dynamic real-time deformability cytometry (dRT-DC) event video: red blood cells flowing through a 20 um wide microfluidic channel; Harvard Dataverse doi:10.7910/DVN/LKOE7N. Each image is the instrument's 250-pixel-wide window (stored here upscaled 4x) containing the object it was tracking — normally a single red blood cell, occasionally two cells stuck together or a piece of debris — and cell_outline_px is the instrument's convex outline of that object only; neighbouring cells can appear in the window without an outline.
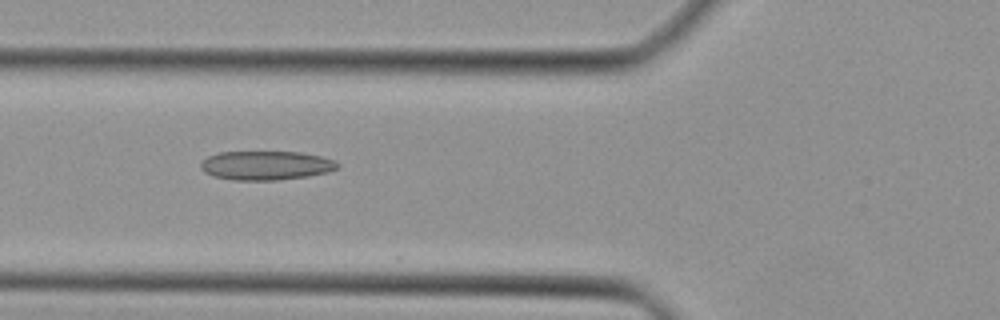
{"species": "Egyptian fruit bat (a non-hibernating species)", "species_latin": "Rousettus aegyptiacus", "temperature_condition": "cold", "stored_images_in_passage": 36, "camera_frame_rate_fps": 3000, "um_per_image_px": 0.085, "animal": {"sex": "female"}, "frame": {"image": 1, "passage_image": 8, "time_ms": 2.333, "image_size_px": [1000, 320], "cell_outline_px": [[340, 168], [328, 172], [308, 176], [276, 180], [236, 180], [212, 176], [204, 172], [200, 168], [200, 164], [208, 156], [220, 152], [300, 152], [320, 156], [336, 160], [340, 164]], "centroid_in_image_um": [22.64, 14.06], "position_along_channel_um": 103.2, "area_um2": 23.24}}
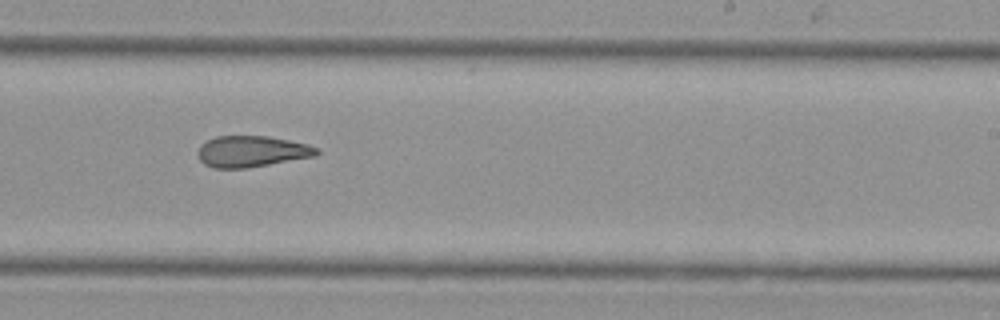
{"frame": {"image": 2, "passage_image": 19, "time_ms": 6.0, "image_size_px": [1000, 320], "cell_outline_px": [[320, 152], [316, 156], [244, 168], [212, 168], [204, 164], [200, 160], [196, 152], [200, 144], [216, 136], [268, 136], [308, 144], [320, 148]], "centroid_in_image_um": [21.38, 12.87], "position_along_channel_um": 267.6, "area_um2": 21.68}}
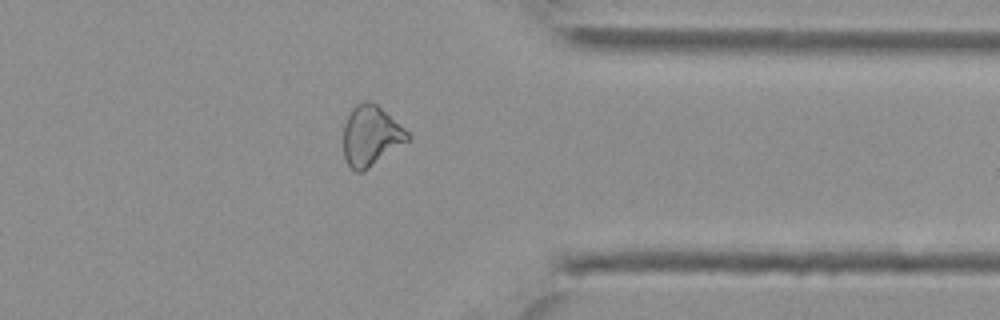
{"frame": {"image": 3, "passage_image": 27, "time_ms": 8.667, "image_size_px": [1000, 320], "cell_outline_px": [[412, 136], [408, 140], [364, 172], [356, 172], [344, 160], [344, 124], [352, 108], [356, 104], [364, 100], [368, 100], [376, 104], [404, 128]], "centroid_in_image_um": [31.5, 11.55], "position_along_channel_um": 379.9, "area_um2": 22.37}}